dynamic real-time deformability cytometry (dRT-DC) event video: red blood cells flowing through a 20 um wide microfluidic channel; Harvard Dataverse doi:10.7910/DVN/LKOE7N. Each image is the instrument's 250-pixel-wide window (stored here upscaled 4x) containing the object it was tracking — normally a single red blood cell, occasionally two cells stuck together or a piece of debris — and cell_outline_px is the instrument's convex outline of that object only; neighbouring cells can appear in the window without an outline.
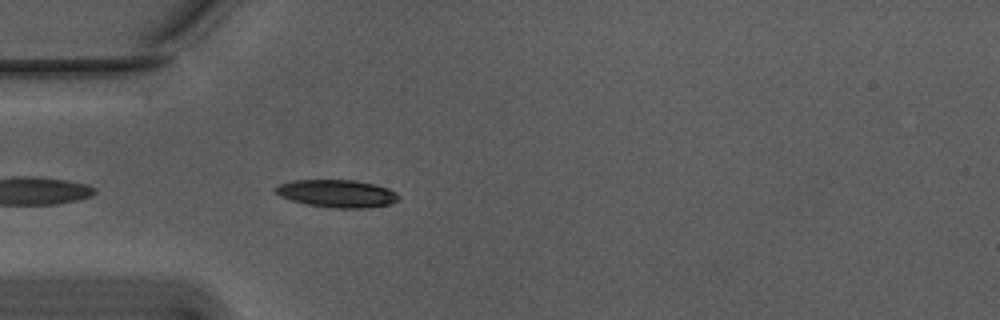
{"species": "Egyptian fruit bat (a non-hibernating species)", "species_latin": "Rousettus aegyptiacus", "temperature_condition": "warm", "stored_images_in_passage": 7, "camera_frame_rate_fps": 3000, "um_per_image_px": 0.085, "animal": {"sex": "male"}, "frame": {"image": 1, "passage_image": 3, "time_ms": 0.667, "image_size_px": [1000, 320], "cell_outline_px": [[400, 200], [392, 204], [368, 208], [336, 208], [308, 204], [292, 200], [280, 196], [272, 188], [280, 184], [292, 180], [356, 180], [376, 184], [388, 188], [396, 192], [400, 196]], "centroid_in_image_um": [28.7, 16.44], "position_along_channel_um": 56.3, "area_um2": 20.0}}